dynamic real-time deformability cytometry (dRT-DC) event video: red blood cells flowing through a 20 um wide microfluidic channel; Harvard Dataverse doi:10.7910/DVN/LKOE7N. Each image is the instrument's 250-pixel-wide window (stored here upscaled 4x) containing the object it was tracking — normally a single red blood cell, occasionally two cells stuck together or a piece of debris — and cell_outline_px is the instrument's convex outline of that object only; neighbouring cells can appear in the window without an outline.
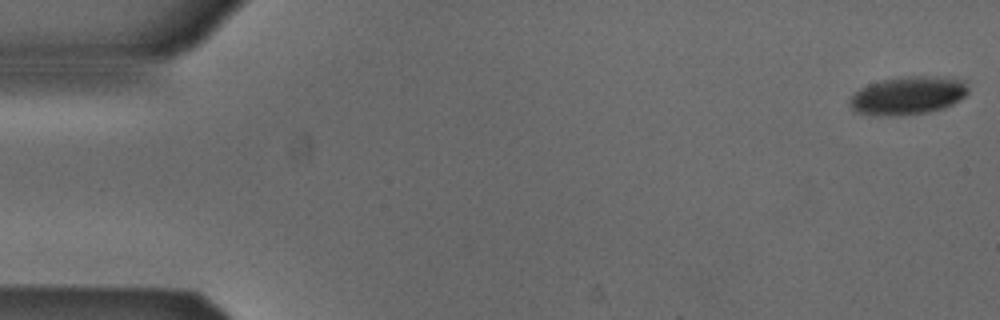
{"species": "Egyptian fruit bat (a non-hibernating species)", "species_latin": "Rousettus aegyptiacus", "temperature_condition": "cold", "stored_images_in_passage": 5, "camera_frame_rate_fps": 3000, "um_per_image_px": 0.085, "animal": {"sex": "male"}, "frame": {"image": 1, "passage_image": 1, "time_ms": 0.0, "image_size_px": [1000, 320], "cell_outline_px": [[968, 92], [960, 100], [944, 108], [928, 112], [896, 116], [872, 116], [856, 112], [848, 104], [848, 100], [860, 88], [880, 80], [900, 76], [928, 76], [964, 80], [968, 84]], "centroid_in_image_um": [77.15, 8.13], "position_along_channel_um": 7.9, "area_um2": 26.59}}
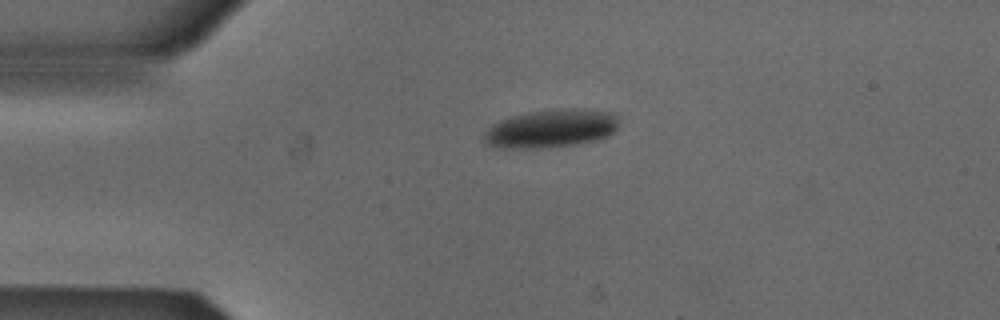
{"frame": {"image": 2, "passage_image": 4, "time_ms": 1.0, "image_size_px": [1000, 320], "cell_outline_px": [[616, 128], [608, 136], [596, 140], [576, 144], [540, 148], [500, 148], [484, 144], [484, 132], [500, 120], [512, 116], [528, 112], [572, 108], [576, 108], [616, 112]], "centroid_in_image_um": [46.83, 10.93], "position_along_channel_um": 38.2, "area_um2": 29.88}}